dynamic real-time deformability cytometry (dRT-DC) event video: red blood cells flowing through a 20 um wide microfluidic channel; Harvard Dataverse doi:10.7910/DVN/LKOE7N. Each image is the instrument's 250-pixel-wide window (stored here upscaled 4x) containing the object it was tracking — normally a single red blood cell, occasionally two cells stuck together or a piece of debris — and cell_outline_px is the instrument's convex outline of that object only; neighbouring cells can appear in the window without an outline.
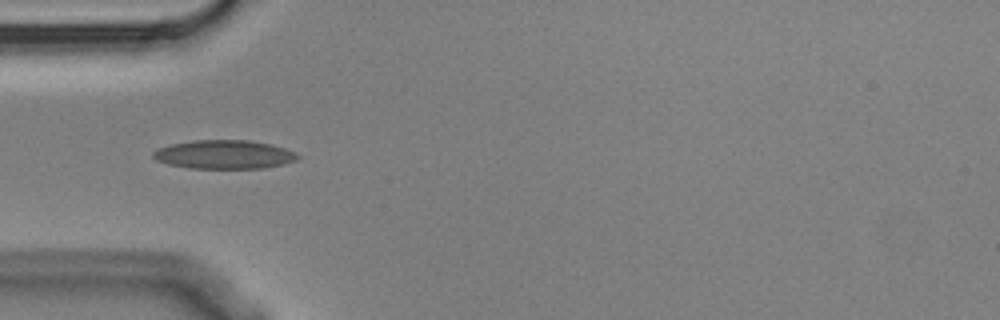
{"species": "Egyptian fruit bat (a non-hibernating species)", "species_latin": "Rousettus aegyptiacus", "temperature_condition": "cold", "stored_images_in_passage": 13, "camera_frame_rate_fps": 3000, "um_per_image_px": 0.085, "animal": {"sex": "male"}, "frame": {"image": 1, "passage_image": 4, "time_ms": 1.0, "image_size_px": [1000, 320], "cell_outline_px": [[300, 156], [296, 160], [264, 168], [188, 168], [168, 164], [156, 160], [152, 156], [152, 152], [160, 148], [172, 144], [192, 140], [248, 140], [272, 144], [296, 152]], "centroid_in_image_um": [19.05, 13.13], "position_along_channel_um": 66.0, "area_um2": 24.1}}
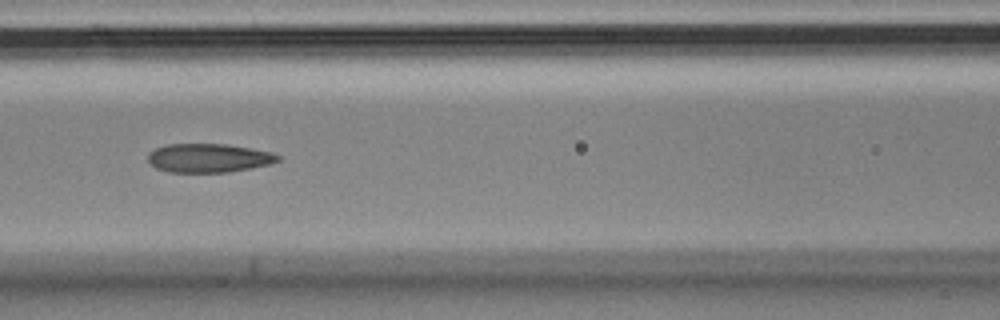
{"frame": {"image": 2, "passage_image": 6, "time_ms": 1.667, "image_size_px": [1000, 320], "cell_outline_px": [[280, 160], [268, 164], [252, 168], [228, 172], [168, 172], [156, 168], [148, 160], [148, 152], [156, 148], [168, 144], [224, 144], [272, 152], [280, 156]], "centroid_in_image_um": [17.72, 13.43], "position_along_channel_um": 148.9, "area_um2": 21.68}}
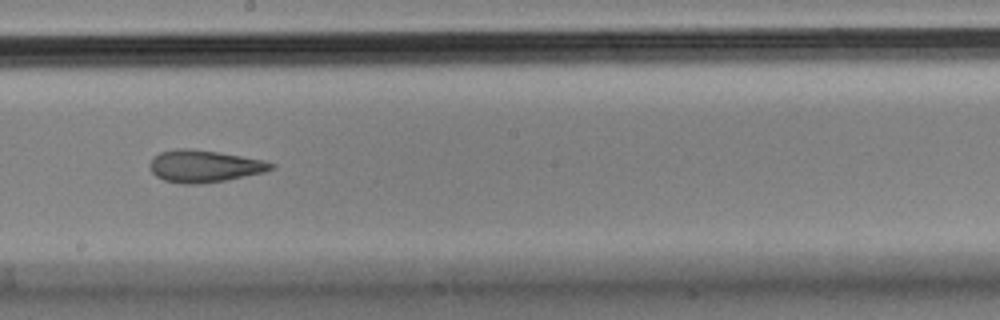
{"frame": {"image": 3, "passage_image": 8, "time_ms": 2.333, "image_size_px": [1000, 320], "cell_outline_px": [[276, 168], [264, 172], [224, 180], [200, 184], [180, 184], [164, 180], [156, 176], [148, 168], [148, 164], [152, 156], [160, 152], [176, 148], [192, 148], [264, 160], [276, 164]], "centroid_in_image_um": [17.31, 14.12], "position_along_channel_um": 230.9, "area_um2": 22.89}}